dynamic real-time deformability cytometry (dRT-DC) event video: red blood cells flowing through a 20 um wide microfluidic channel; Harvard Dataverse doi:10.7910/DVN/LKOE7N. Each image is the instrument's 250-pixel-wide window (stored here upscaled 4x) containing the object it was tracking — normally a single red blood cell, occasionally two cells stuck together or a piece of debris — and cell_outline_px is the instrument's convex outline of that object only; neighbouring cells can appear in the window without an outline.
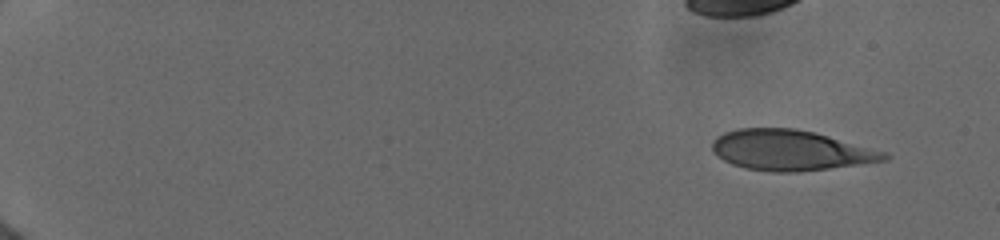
{"species": "human", "species_latin": "Homo sapiens", "temperature_condition": "cold", "stored_images_in_passage": 7, "camera_frame_rate_fps": 3000, "um_per_image_px": 0.085, "donor": {"sex": "female"}, "frame": {"image": 1, "passage_image": 1, "time_ms": 0.0, "image_size_px": [1000, 240], "cell_outline_px": [[892, 156], [888, 160], [828, 168], [796, 172], [768, 172], [744, 168], [732, 164], [716, 156], [712, 152], [712, 140], [716, 136], [724, 132], [736, 128], [796, 128], [828, 136], [888, 152]], "centroid_in_image_um": [67.16, 12.77], "position_along_channel_um": 17.8, "area_um2": 40.69}}